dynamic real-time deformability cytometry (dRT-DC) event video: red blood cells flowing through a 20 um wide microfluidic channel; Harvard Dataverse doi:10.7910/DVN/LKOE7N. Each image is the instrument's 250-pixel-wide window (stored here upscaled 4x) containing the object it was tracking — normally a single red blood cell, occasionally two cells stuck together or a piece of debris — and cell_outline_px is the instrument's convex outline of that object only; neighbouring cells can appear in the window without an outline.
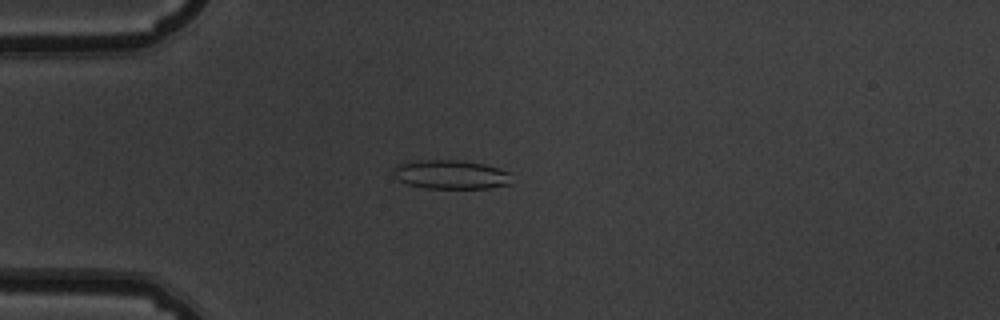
{"species": "common noctule bat (a hibernating species)", "species_latin": "Nyctalus noctula", "temperature_condition": "warm", "stored_images_in_passage": 50, "camera_frame_rate_fps": 3000, "um_per_image_px": 0.085, "animal": {"sex": "male", "body_mass_g": 19.5, "forearm_length_mm": 54.6}, "frame": {"image": 1, "passage_image": 11, "time_ms": 3.333, "image_size_px": [1000, 320], "cell_outline_px": [[512, 184], [488, 188], [428, 188], [408, 184], [400, 180], [392, 172], [396, 164], [420, 160], [460, 160], [484, 164], [508, 172]], "centroid_in_image_um": [38.32, 14.83], "position_along_channel_um": 46.7, "area_um2": 19.77}}
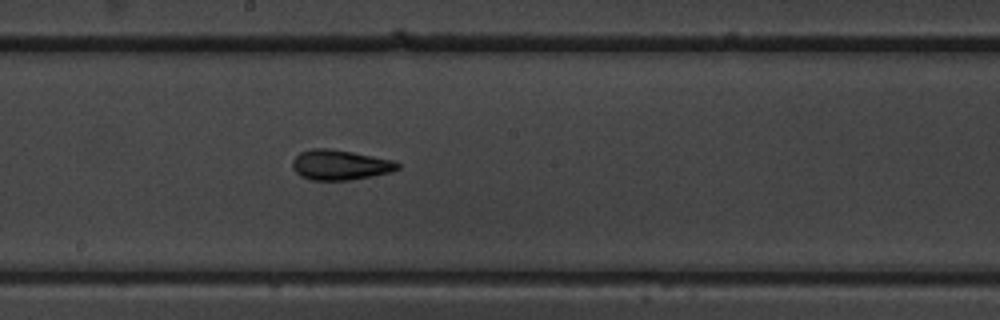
{"frame": {"image": 2, "passage_image": 26, "time_ms": 8.333, "image_size_px": [1000, 320], "cell_outline_px": [[400, 168], [388, 172], [372, 176], [348, 180], [312, 180], [300, 176], [292, 168], [292, 160], [300, 152], [312, 148], [328, 148], [352, 152], [396, 160], [400, 164]], "centroid_in_image_um": [28.9, 14.01], "position_along_channel_um": 219.3, "area_um2": 18.5}}
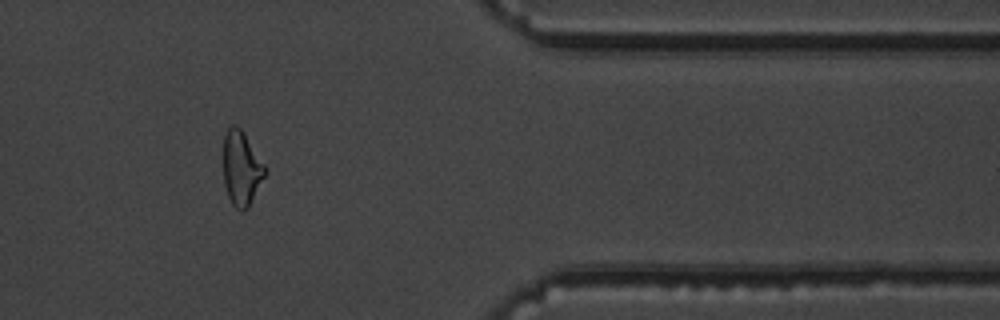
{"frame": {"image": 3, "passage_image": 41, "time_ms": 13.333, "image_size_px": [1000, 320], "cell_outline_px": [[264, 176], [248, 208], [240, 212], [232, 204], [228, 196], [224, 184], [224, 136], [228, 128], [232, 124], [236, 124], [240, 128], [264, 164]], "centroid_in_image_um": [20.49, 14.32], "position_along_channel_um": 390.9, "area_um2": 17.63}, "authors_computed_cell_mechanics": {"area_um2": 18.5249, "velocity_mm_per_s": 3.824, "shape_relaxation_time_tau1_ms": 6.7613, "shape_relaxation_time_tau2_ms": 2.1057, "deformation_change_tau1": 0.1937, "deformation_change_tau2": 0.1049}}